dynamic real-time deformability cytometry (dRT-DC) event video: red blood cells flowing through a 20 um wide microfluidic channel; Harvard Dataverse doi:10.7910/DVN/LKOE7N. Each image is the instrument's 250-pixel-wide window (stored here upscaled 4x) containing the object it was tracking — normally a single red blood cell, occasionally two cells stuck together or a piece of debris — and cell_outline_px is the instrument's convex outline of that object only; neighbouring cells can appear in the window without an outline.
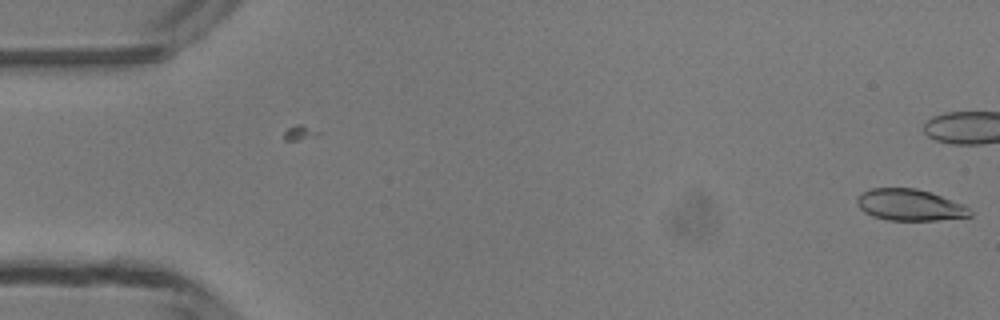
{"species": "common noctule bat (a hibernating species)", "species_latin": "Nyctalus noctula", "temperature_condition": "room temperature", "stored_images_in_passage": 6, "camera_frame_rate_fps": 3000, "um_per_image_px": 0.085, "animal": {"sex": "male", "body_mass_g": 13.3}, "frame": {"image": 1, "passage_image": 6, "time_ms": 1.667, "image_size_px": [1000, 320], "cell_outline_px": [[972, 216], [936, 220], [888, 220], [872, 216], [864, 212], [856, 204], [856, 196], [872, 188], [916, 188], [964, 204], [972, 212]], "centroid_in_image_um": [77.3, 17.42], "position_along_channel_um": 7.7, "area_um2": 20.63}}